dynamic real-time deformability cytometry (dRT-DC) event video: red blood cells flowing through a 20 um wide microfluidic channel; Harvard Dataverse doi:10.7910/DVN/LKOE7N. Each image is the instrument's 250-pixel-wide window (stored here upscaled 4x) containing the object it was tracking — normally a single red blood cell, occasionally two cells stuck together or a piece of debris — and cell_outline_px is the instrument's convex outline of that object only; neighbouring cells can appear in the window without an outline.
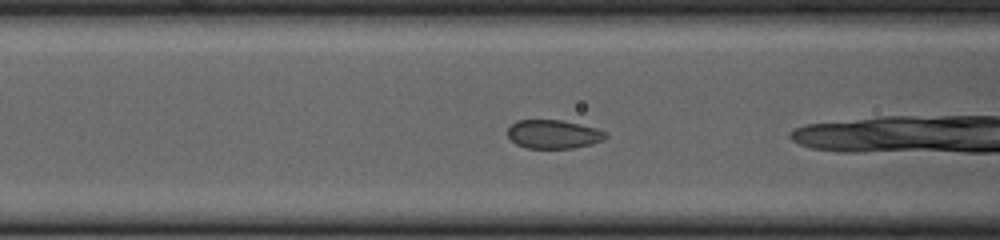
{"species": "common noctule bat (a hibernating species)", "species_latin": "Nyctalus noctula", "temperature_condition": "cold", "stored_images_in_passage": 16, "camera_frame_rate_fps": 3000, "um_per_image_px": 0.085, "animal": {"sex": "female", "body_mass_g": 23.0, "forearm_length_mm": 53.4}, "frame": {"image": 1, "passage_image": 14, "time_ms": 4.333, "image_size_px": [1000, 240], "cell_outline_px": [[608, 136], [604, 140], [592, 144], [572, 148], [528, 148], [516, 144], [508, 136], [508, 128], [516, 120], [560, 120], [580, 124], [596, 128], [604, 132]], "centroid_in_image_um": [47.05, 11.41], "position_along_channel_um": 119.6, "area_um2": 16.3}}